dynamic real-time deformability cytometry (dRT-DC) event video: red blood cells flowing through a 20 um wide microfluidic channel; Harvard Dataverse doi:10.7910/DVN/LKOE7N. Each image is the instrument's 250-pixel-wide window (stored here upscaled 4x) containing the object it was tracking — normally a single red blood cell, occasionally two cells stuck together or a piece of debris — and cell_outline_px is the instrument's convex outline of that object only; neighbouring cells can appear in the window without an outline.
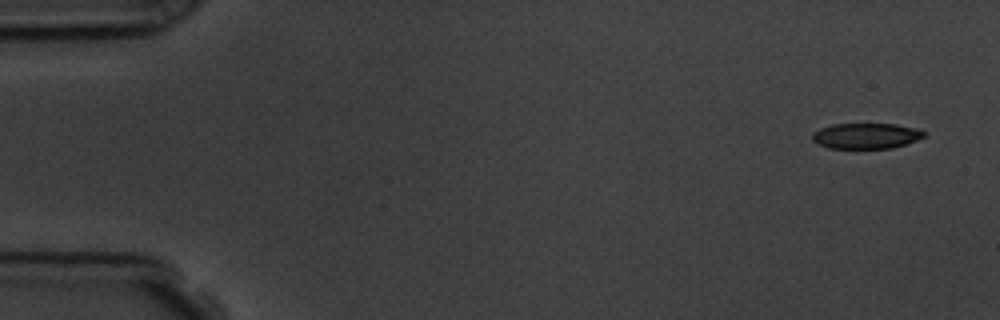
{"species": "common noctule bat (a hibernating species)", "species_latin": "Nyctalus noctula", "temperature_condition": "room temperature", "stored_images_in_passage": 5, "camera_frame_rate_fps": 3000, "um_per_image_px": 0.085, "animal": {"sex": "male", "body_mass_g": 19.5, "forearm_length_mm": 54.6}, "frame": {"image": 1, "passage_image": 1, "time_ms": 0.0, "image_size_px": [1000, 320], "cell_outline_px": [[924, 136], [916, 140], [892, 148], [828, 148], [812, 140], [812, 132], [820, 128], [832, 124], [896, 124], [916, 128], [924, 132]], "centroid_in_image_um": [73.58, 11.54], "position_along_channel_um": 11.4, "area_um2": 16.53}}
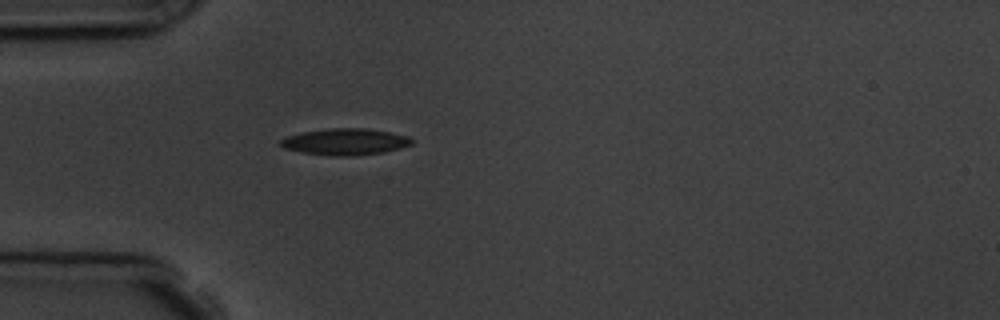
{"frame": {"image": 2, "passage_image": 5, "time_ms": 4.333, "image_size_px": [1000, 320], "cell_outline_px": [[416, 140], [412, 144], [400, 148], [384, 152], [348, 156], [332, 156], [304, 152], [284, 148], [280, 144], [280, 140], [288, 136], [304, 132], [332, 128], [368, 128], [408, 136]], "centroid_in_image_um": [29.4, 12.05], "position_along_channel_um": 55.6, "area_um2": 20.06}}